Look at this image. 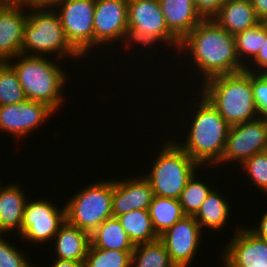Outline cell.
Segmentation results:
<instances>
[{"label":"cell","instance_id":"obj_1","mask_svg":"<svg viewBox=\"0 0 267 267\" xmlns=\"http://www.w3.org/2000/svg\"><path fill=\"white\" fill-rule=\"evenodd\" d=\"M180 54L188 56L185 58L187 63L191 60L188 64L192 66H187L189 70L194 67L191 70H196L193 73L197 80L201 76L198 84L218 75L241 72L245 68L237 56L235 37L212 19H203L180 41L176 55L182 56Z\"/></svg>","mask_w":267,"mask_h":267},{"label":"cell","instance_id":"obj_2","mask_svg":"<svg viewBox=\"0 0 267 267\" xmlns=\"http://www.w3.org/2000/svg\"><path fill=\"white\" fill-rule=\"evenodd\" d=\"M198 95L200 98L191 97L194 102H189L190 122H185L188 125L184 130L185 140L179 142L174 138L173 141L201 167L211 169L222 159L230 126L200 92Z\"/></svg>","mask_w":267,"mask_h":267},{"label":"cell","instance_id":"obj_3","mask_svg":"<svg viewBox=\"0 0 267 267\" xmlns=\"http://www.w3.org/2000/svg\"><path fill=\"white\" fill-rule=\"evenodd\" d=\"M56 60L61 61L53 57L19 54L7 61L15 70L27 99L43 102L55 112L67 101L63 89L70 79Z\"/></svg>","mask_w":267,"mask_h":267},{"label":"cell","instance_id":"obj_4","mask_svg":"<svg viewBox=\"0 0 267 267\" xmlns=\"http://www.w3.org/2000/svg\"><path fill=\"white\" fill-rule=\"evenodd\" d=\"M195 90L201 92L229 126L259 118L253 99L250 71L209 78Z\"/></svg>","mask_w":267,"mask_h":267},{"label":"cell","instance_id":"obj_5","mask_svg":"<svg viewBox=\"0 0 267 267\" xmlns=\"http://www.w3.org/2000/svg\"><path fill=\"white\" fill-rule=\"evenodd\" d=\"M21 54L52 56L62 61L65 59L67 62L70 58L73 61L84 59L66 39L55 10L44 7H30V9L28 7V16L23 28Z\"/></svg>","mask_w":267,"mask_h":267},{"label":"cell","instance_id":"obj_6","mask_svg":"<svg viewBox=\"0 0 267 267\" xmlns=\"http://www.w3.org/2000/svg\"><path fill=\"white\" fill-rule=\"evenodd\" d=\"M161 146L151 162V169L144 176L148 179L154 195L179 199L188 180L200 168L170 137ZM153 165V166H152Z\"/></svg>","mask_w":267,"mask_h":267},{"label":"cell","instance_id":"obj_7","mask_svg":"<svg viewBox=\"0 0 267 267\" xmlns=\"http://www.w3.org/2000/svg\"><path fill=\"white\" fill-rule=\"evenodd\" d=\"M159 44L167 46L168 50L172 48L175 54L180 46V41L166 25L159 0H128L127 51H132L136 45L143 46V51L144 47L151 49L158 45L160 48Z\"/></svg>","mask_w":267,"mask_h":267},{"label":"cell","instance_id":"obj_8","mask_svg":"<svg viewBox=\"0 0 267 267\" xmlns=\"http://www.w3.org/2000/svg\"><path fill=\"white\" fill-rule=\"evenodd\" d=\"M95 182V183H94ZM73 193L64 202L66 221L92 233L103 221L112 217L113 178L97 180Z\"/></svg>","mask_w":267,"mask_h":267},{"label":"cell","instance_id":"obj_9","mask_svg":"<svg viewBox=\"0 0 267 267\" xmlns=\"http://www.w3.org/2000/svg\"><path fill=\"white\" fill-rule=\"evenodd\" d=\"M95 2L96 0H61L52 7L59 16L66 39L84 60L90 58V52L94 53Z\"/></svg>","mask_w":267,"mask_h":267},{"label":"cell","instance_id":"obj_10","mask_svg":"<svg viewBox=\"0 0 267 267\" xmlns=\"http://www.w3.org/2000/svg\"><path fill=\"white\" fill-rule=\"evenodd\" d=\"M35 199L28 198L26 202L20 240L27 241L30 246L39 247L53 241L66 221V209L64 204L60 209L52 200H40L37 197Z\"/></svg>","mask_w":267,"mask_h":267},{"label":"cell","instance_id":"obj_11","mask_svg":"<svg viewBox=\"0 0 267 267\" xmlns=\"http://www.w3.org/2000/svg\"><path fill=\"white\" fill-rule=\"evenodd\" d=\"M265 150H267V119L259 117L230 126L222 159L215 168L219 166L220 170L225 164L234 165L235 162L238 167L254 154Z\"/></svg>","mask_w":267,"mask_h":267},{"label":"cell","instance_id":"obj_12","mask_svg":"<svg viewBox=\"0 0 267 267\" xmlns=\"http://www.w3.org/2000/svg\"><path fill=\"white\" fill-rule=\"evenodd\" d=\"M93 25L94 49H99L102 45L104 49L111 45L113 47L116 43L121 44V47L123 45L126 51L128 0H96Z\"/></svg>","mask_w":267,"mask_h":267},{"label":"cell","instance_id":"obj_13","mask_svg":"<svg viewBox=\"0 0 267 267\" xmlns=\"http://www.w3.org/2000/svg\"><path fill=\"white\" fill-rule=\"evenodd\" d=\"M55 111L47 104L26 100L18 104L0 106V133H8L16 141H23L41 125L55 115ZM27 135V136H26Z\"/></svg>","mask_w":267,"mask_h":267},{"label":"cell","instance_id":"obj_14","mask_svg":"<svg viewBox=\"0 0 267 267\" xmlns=\"http://www.w3.org/2000/svg\"><path fill=\"white\" fill-rule=\"evenodd\" d=\"M202 231L194 216H184L159 236L176 267H190L199 251Z\"/></svg>","mask_w":267,"mask_h":267},{"label":"cell","instance_id":"obj_15","mask_svg":"<svg viewBox=\"0 0 267 267\" xmlns=\"http://www.w3.org/2000/svg\"><path fill=\"white\" fill-rule=\"evenodd\" d=\"M243 227V228H242ZM220 255L232 267H267V240L242 225Z\"/></svg>","mask_w":267,"mask_h":267},{"label":"cell","instance_id":"obj_16","mask_svg":"<svg viewBox=\"0 0 267 267\" xmlns=\"http://www.w3.org/2000/svg\"><path fill=\"white\" fill-rule=\"evenodd\" d=\"M24 3H5L0 8V62L21 54L23 28L28 16Z\"/></svg>","mask_w":267,"mask_h":267},{"label":"cell","instance_id":"obj_17","mask_svg":"<svg viewBox=\"0 0 267 267\" xmlns=\"http://www.w3.org/2000/svg\"><path fill=\"white\" fill-rule=\"evenodd\" d=\"M140 175V176H139ZM113 179L112 214L120 216L137 209H148L154 193L148 179L142 174Z\"/></svg>","mask_w":267,"mask_h":267},{"label":"cell","instance_id":"obj_18","mask_svg":"<svg viewBox=\"0 0 267 267\" xmlns=\"http://www.w3.org/2000/svg\"><path fill=\"white\" fill-rule=\"evenodd\" d=\"M9 184L0 183V234L9 233L10 236L15 231L13 234H18L20 238L24 208L29 197L20 184Z\"/></svg>","mask_w":267,"mask_h":267},{"label":"cell","instance_id":"obj_19","mask_svg":"<svg viewBox=\"0 0 267 267\" xmlns=\"http://www.w3.org/2000/svg\"><path fill=\"white\" fill-rule=\"evenodd\" d=\"M159 3L168 29L179 41L203 20L194 0H159Z\"/></svg>","mask_w":267,"mask_h":267},{"label":"cell","instance_id":"obj_20","mask_svg":"<svg viewBox=\"0 0 267 267\" xmlns=\"http://www.w3.org/2000/svg\"><path fill=\"white\" fill-rule=\"evenodd\" d=\"M51 245L54 246L51 248H54L56 259L85 261L91 245V234L65 221Z\"/></svg>","mask_w":267,"mask_h":267},{"label":"cell","instance_id":"obj_21","mask_svg":"<svg viewBox=\"0 0 267 267\" xmlns=\"http://www.w3.org/2000/svg\"><path fill=\"white\" fill-rule=\"evenodd\" d=\"M212 20L233 36L260 22L250 0H226Z\"/></svg>","mask_w":267,"mask_h":267},{"label":"cell","instance_id":"obj_22","mask_svg":"<svg viewBox=\"0 0 267 267\" xmlns=\"http://www.w3.org/2000/svg\"><path fill=\"white\" fill-rule=\"evenodd\" d=\"M229 204L227 197H224V193L213 187L194 218L202 230L209 229L214 230L215 233H221L220 230L223 231L225 226L227 228L226 224L229 223L230 216H232L230 208L233 206Z\"/></svg>","mask_w":267,"mask_h":267},{"label":"cell","instance_id":"obj_23","mask_svg":"<svg viewBox=\"0 0 267 267\" xmlns=\"http://www.w3.org/2000/svg\"><path fill=\"white\" fill-rule=\"evenodd\" d=\"M91 244L95 248L119 251H133L135 247L118 218L113 216L91 233Z\"/></svg>","mask_w":267,"mask_h":267},{"label":"cell","instance_id":"obj_24","mask_svg":"<svg viewBox=\"0 0 267 267\" xmlns=\"http://www.w3.org/2000/svg\"><path fill=\"white\" fill-rule=\"evenodd\" d=\"M117 218L134 246L159 239L153 228L148 209L132 210Z\"/></svg>","mask_w":267,"mask_h":267},{"label":"cell","instance_id":"obj_25","mask_svg":"<svg viewBox=\"0 0 267 267\" xmlns=\"http://www.w3.org/2000/svg\"><path fill=\"white\" fill-rule=\"evenodd\" d=\"M148 211L153 228L158 236L185 216L178 199L159 197L156 195H154Z\"/></svg>","mask_w":267,"mask_h":267},{"label":"cell","instance_id":"obj_26","mask_svg":"<svg viewBox=\"0 0 267 267\" xmlns=\"http://www.w3.org/2000/svg\"><path fill=\"white\" fill-rule=\"evenodd\" d=\"M235 45L240 63L246 67L259 53L266 41V22L260 21L257 25L236 34Z\"/></svg>","mask_w":267,"mask_h":267},{"label":"cell","instance_id":"obj_27","mask_svg":"<svg viewBox=\"0 0 267 267\" xmlns=\"http://www.w3.org/2000/svg\"><path fill=\"white\" fill-rule=\"evenodd\" d=\"M131 267H176L164 244L158 239L138 244L132 252Z\"/></svg>","mask_w":267,"mask_h":267},{"label":"cell","instance_id":"obj_28","mask_svg":"<svg viewBox=\"0 0 267 267\" xmlns=\"http://www.w3.org/2000/svg\"><path fill=\"white\" fill-rule=\"evenodd\" d=\"M197 170L188 180L185 188L178 199L185 216H195L199 211L201 204L205 201L207 195L213 189L211 185L199 178L200 173ZM199 174V175H198Z\"/></svg>","mask_w":267,"mask_h":267},{"label":"cell","instance_id":"obj_29","mask_svg":"<svg viewBox=\"0 0 267 267\" xmlns=\"http://www.w3.org/2000/svg\"><path fill=\"white\" fill-rule=\"evenodd\" d=\"M27 100L17 74L7 62H0V106L18 104Z\"/></svg>","mask_w":267,"mask_h":267},{"label":"cell","instance_id":"obj_30","mask_svg":"<svg viewBox=\"0 0 267 267\" xmlns=\"http://www.w3.org/2000/svg\"><path fill=\"white\" fill-rule=\"evenodd\" d=\"M132 252L100 249L91 244L85 257V267H131Z\"/></svg>","mask_w":267,"mask_h":267},{"label":"cell","instance_id":"obj_31","mask_svg":"<svg viewBox=\"0 0 267 267\" xmlns=\"http://www.w3.org/2000/svg\"><path fill=\"white\" fill-rule=\"evenodd\" d=\"M238 167L250 178L248 182L267 195V150L254 154Z\"/></svg>","mask_w":267,"mask_h":267},{"label":"cell","instance_id":"obj_32","mask_svg":"<svg viewBox=\"0 0 267 267\" xmlns=\"http://www.w3.org/2000/svg\"><path fill=\"white\" fill-rule=\"evenodd\" d=\"M4 236H6V234H0V267L35 266L28 260V256H25V252L18 249L16 244H14L13 242L10 243L7 239H5L6 237Z\"/></svg>","mask_w":267,"mask_h":267},{"label":"cell","instance_id":"obj_33","mask_svg":"<svg viewBox=\"0 0 267 267\" xmlns=\"http://www.w3.org/2000/svg\"><path fill=\"white\" fill-rule=\"evenodd\" d=\"M251 86L259 117L267 119V73L251 72Z\"/></svg>","mask_w":267,"mask_h":267},{"label":"cell","instance_id":"obj_34","mask_svg":"<svg viewBox=\"0 0 267 267\" xmlns=\"http://www.w3.org/2000/svg\"><path fill=\"white\" fill-rule=\"evenodd\" d=\"M226 0H194L196 11L203 19H212Z\"/></svg>","mask_w":267,"mask_h":267},{"label":"cell","instance_id":"obj_35","mask_svg":"<svg viewBox=\"0 0 267 267\" xmlns=\"http://www.w3.org/2000/svg\"><path fill=\"white\" fill-rule=\"evenodd\" d=\"M245 71L253 73H267V22L266 41L257 56L244 68Z\"/></svg>","mask_w":267,"mask_h":267},{"label":"cell","instance_id":"obj_36","mask_svg":"<svg viewBox=\"0 0 267 267\" xmlns=\"http://www.w3.org/2000/svg\"><path fill=\"white\" fill-rule=\"evenodd\" d=\"M265 209L264 211L266 212L263 215L261 214V217L259 216L260 219L259 223L256 224L257 226L249 227V229L260 238L267 240V208Z\"/></svg>","mask_w":267,"mask_h":267},{"label":"cell","instance_id":"obj_37","mask_svg":"<svg viewBox=\"0 0 267 267\" xmlns=\"http://www.w3.org/2000/svg\"><path fill=\"white\" fill-rule=\"evenodd\" d=\"M260 21L267 22V0H250Z\"/></svg>","mask_w":267,"mask_h":267},{"label":"cell","instance_id":"obj_38","mask_svg":"<svg viewBox=\"0 0 267 267\" xmlns=\"http://www.w3.org/2000/svg\"><path fill=\"white\" fill-rule=\"evenodd\" d=\"M53 260V261H52ZM50 267H85L84 261H70V260H62V259H52Z\"/></svg>","mask_w":267,"mask_h":267},{"label":"cell","instance_id":"obj_39","mask_svg":"<svg viewBox=\"0 0 267 267\" xmlns=\"http://www.w3.org/2000/svg\"><path fill=\"white\" fill-rule=\"evenodd\" d=\"M60 1L61 0H27L24 4L29 8L30 7L52 8Z\"/></svg>","mask_w":267,"mask_h":267},{"label":"cell","instance_id":"obj_40","mask_svg":"<svg viewBox=\"0 0 267 267\" xmlns=\"http://www.w3.org/2000/svg\"><path fill=\"white\" fill-rule=\"evenodd\" d=\"M6 3H25L27 0H4Z\"/></svg>","mask_w":267,"mask_h":267},{"label":"cell","instance_id":"obj_41","mask_svg":"<svg viewBox=\"0 0 267 267\" xmlns=\"http://www.w3.org/2000/svg\"><path fill=\"white\" fill-rule=\"evenodd\" d=\"M221 260L222 261H219V262H222V266L224 265V267H232L228 262H226L221 256H220Z\"/></svg>","mask_w":267,"mask_h":267},{"label":"cell","instance_id":"obj_42","mask_svg":"<svg viewBox=\"0 0 267 267\" xmlns=\"http://www.w3.org/2000/svg\"><path fill=\"white\" fill-rule=\"evenodd\" d=\"M6 2L4 0H0V8L5 4Z\"/></svg>","mask_w":267,"mask_h":267}]
</instances>
